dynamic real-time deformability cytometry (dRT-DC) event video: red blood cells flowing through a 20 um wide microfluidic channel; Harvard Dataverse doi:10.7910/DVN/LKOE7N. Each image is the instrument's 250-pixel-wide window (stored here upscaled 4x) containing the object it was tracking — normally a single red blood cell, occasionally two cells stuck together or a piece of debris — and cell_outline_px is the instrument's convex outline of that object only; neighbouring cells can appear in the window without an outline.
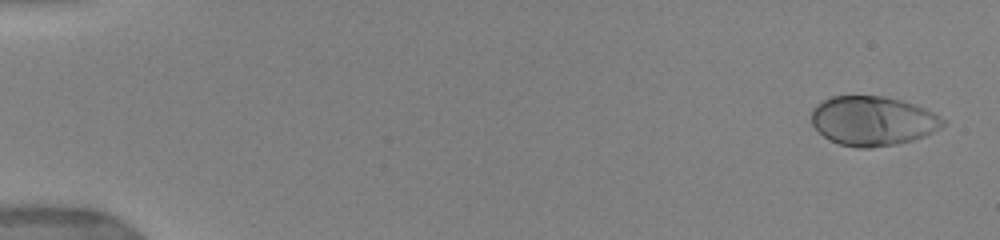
{"species": "human", "species_latin": "Homo sapiens", "temperature_condition": "warm", "stored_images_in_passage": 30, "camera_frame_rate_fps": 3000, "um_per_image_px": 0.085, "donor": {"sex": "female"}, "frame": {"image": 1, "passage_image": 1, "time_ms": 0.0, "image_size_px": [1000, 240], "cell_outline_px": [[944, 124], [940, 128], [924, 136], [912, 140], [896, 144], [872, 148], [856, 148], [840, 144], [828, 140], [812, 124], [812, 108], [816, 104], [832, 96], [884, 96], [900, 100], [924, 108], [932, 112], [944, 120]], "centroid_in_image_um": [74.15, 10.28], "position_along_channel_um": 10.9, "area_um2": 37.69}}
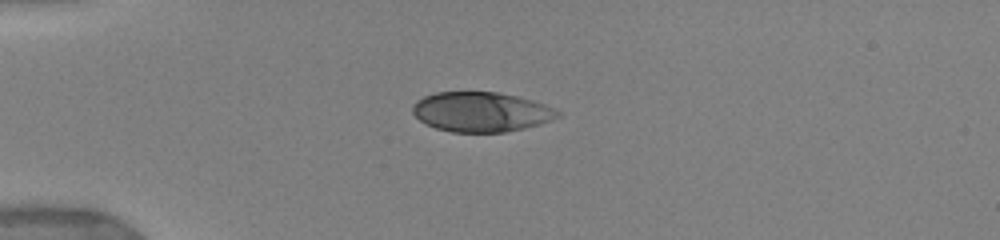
{"frame": {"image": 2, "passage_image": 11, "time_ms": 4.0, "image_size_px": [1000, 240], "cell_outline_px": [[560, 116], [552, 120], [540, 124], [524, 128], [504, 132], [452, 132], [436, 128], [424, 124], [412, 112], [412, 104], [416, 100], [424, 96], [436, 92], [496, 92], [516, 96], [532, 100], [556, 108], [560, 112]], "centroid_in_image_um": [40.89, 9.51], "position_along_channel_um": 44.1, "area_um2": 33.76}}